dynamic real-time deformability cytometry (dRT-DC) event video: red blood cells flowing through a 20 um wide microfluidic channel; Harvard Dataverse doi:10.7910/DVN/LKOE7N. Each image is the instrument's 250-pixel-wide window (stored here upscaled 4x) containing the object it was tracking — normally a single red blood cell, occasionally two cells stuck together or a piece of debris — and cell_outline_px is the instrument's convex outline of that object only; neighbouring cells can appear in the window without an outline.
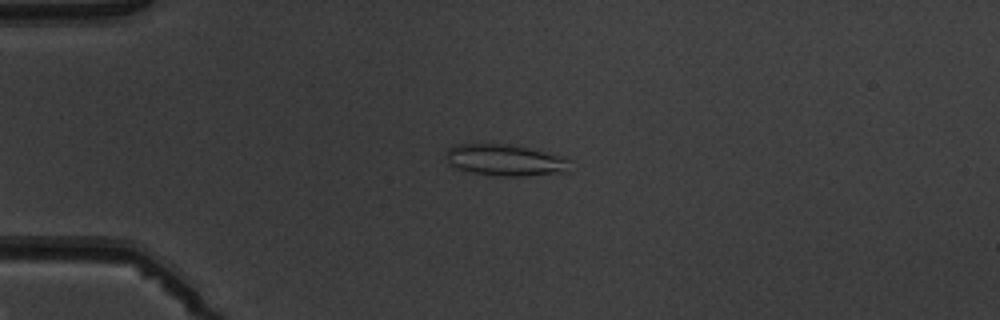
{"species": "common noctule bat (a hibernating species)", "species_latin": "Nyctalus noctula", "temperature_condition": "warm", "stored_images_in_passage": 4, "camera_frame_rate_fps": 3000, "um_per_image_px": 0.085, "animal": {"sex": "male", "body_mass_g": 19.5, "forearm_length_mm": 54.6}, "frame": {"image": 1, "passage_image": 4, "time_ms": 3.333, "image_size_px": [1000, 320], "cell_outline_px": [[568, 172], [520, 176], [496, 176], [472, 172], [456, 168], [444, 156], [444, 152], [448, 148], [456, 144], [508, 144], [528, 148], [564, 156], [568, 160]], "centroid_in_image_um": [42.91, 13.61], "position_along_channel_um": 42.1, "area_um2": 22.66}}